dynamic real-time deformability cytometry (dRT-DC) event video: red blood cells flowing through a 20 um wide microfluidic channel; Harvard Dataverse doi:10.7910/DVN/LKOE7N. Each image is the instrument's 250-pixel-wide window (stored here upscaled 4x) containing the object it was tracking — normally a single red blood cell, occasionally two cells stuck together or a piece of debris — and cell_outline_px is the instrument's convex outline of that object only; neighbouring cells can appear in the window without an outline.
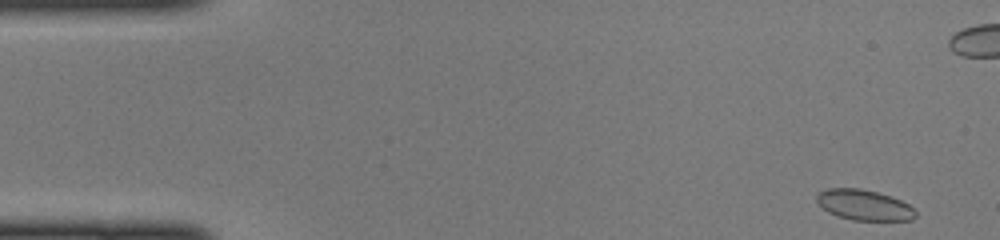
{"species": "common noctule bat (a hibernating species)", "species_latin": "Nyctalus noctula", "temperature_condition": "cold", "stored_images_in_passage": 47, "camera_frame_rate_fps": 3000, "um_per_image_px": 0.085, "animal": {"sex": "female", "body_mass_g": 22.0, "forearm_length_mm": 56.7}, "frame": {"image": 1, "passage_image": 2, "time_ms": 0.333, "image_size_px": [1000, 240], "cell_outline_px": [[916, 216], [912, 220], [852, 220], [836, 216], [828, 212], [816, 200], [816, 196], [820, 192], [828, 188], [860, 188], [876, 192], [900, 200], [908, 204], [916, 212]], "centroid_in_image_um": [73.43, 17.43], "position_along_channel_um": 11.6, "area_um2": 17.4}}
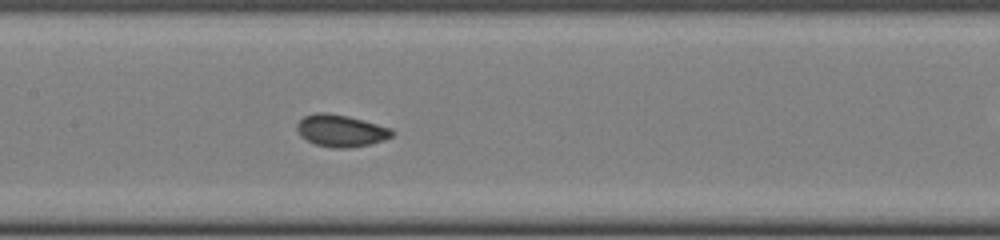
{"frame": {"image": 2, "passage_image": 22, "time_ms": 7.0, "image_size_px": [1000, 240], "cell_outline_px": [[396, 132], [392, 136], [384, 140], [368, 144], [348, 148], [332, 148], [316, 144], [300, 136], [296, 128], [296, 124], [304, 116], [316, 112], [328, 112], [348, 116], [392, 128]], "centroid_in_image_um": [28.97, 11.1], "position_along_channel_um": 178.4, "area_um2": 17.8}}
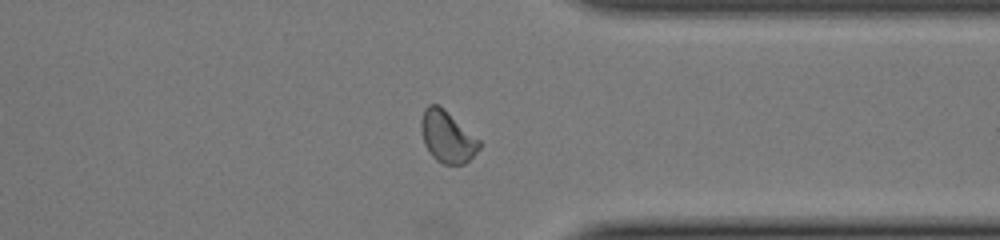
{"frame": {"image": 3, "passage_image": 36, "time_ms": 11.667, "image_size_px": [1000, 240], "cell_outline_px": [[480, 148], [464, 164], [444, 164], [436, 160], [428, 152], [424, 144], [420, 128], [420, 120], [424, 108], [428, 104], [436, 104], [480, 140]], "centroid_in_image_um": [37.97, 11.64], "position_along_channel_um": 373.4, "area_um2": 17.17}}